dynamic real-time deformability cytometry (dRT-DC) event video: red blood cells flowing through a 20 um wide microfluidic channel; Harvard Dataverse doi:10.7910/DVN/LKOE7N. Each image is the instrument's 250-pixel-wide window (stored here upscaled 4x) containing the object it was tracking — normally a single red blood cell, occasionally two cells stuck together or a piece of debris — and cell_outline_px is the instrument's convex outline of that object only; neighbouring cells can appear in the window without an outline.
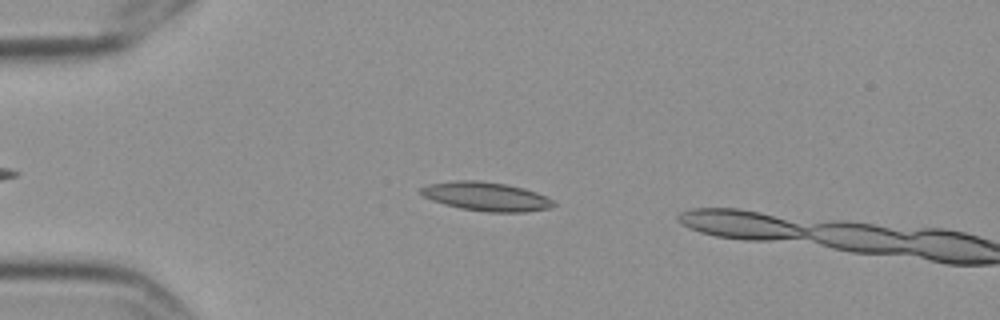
{"species": "Egyptian fruit bat (a non-hibernating species)", "species_latin": "Rousettus aegyptiacus", "temperature_condition": "cold", "stored_images_in_passage": 15, "camera_frame_rate_fps": 3000, "um_per_image_px": 0.085, "frame": {"image": 1, "passage_image": 13, "time_ms": 4.0, "image_size_px": [1000, 320], "cell_outline_px": [[556, 204], [552, 208], [528, 212], [488, 212], [460, 208], [444, 204], [432, 200], [424, 196], [420, 192], [420, 188], [428, 184], [456, 180], [476, 180], [504, 184], [524, 188], [536, 192], [552, 200]], "centroid_in_image_um": [41.34, 16.71], "position_along_channel_um": 43.7, "area_um2": 22.25}}